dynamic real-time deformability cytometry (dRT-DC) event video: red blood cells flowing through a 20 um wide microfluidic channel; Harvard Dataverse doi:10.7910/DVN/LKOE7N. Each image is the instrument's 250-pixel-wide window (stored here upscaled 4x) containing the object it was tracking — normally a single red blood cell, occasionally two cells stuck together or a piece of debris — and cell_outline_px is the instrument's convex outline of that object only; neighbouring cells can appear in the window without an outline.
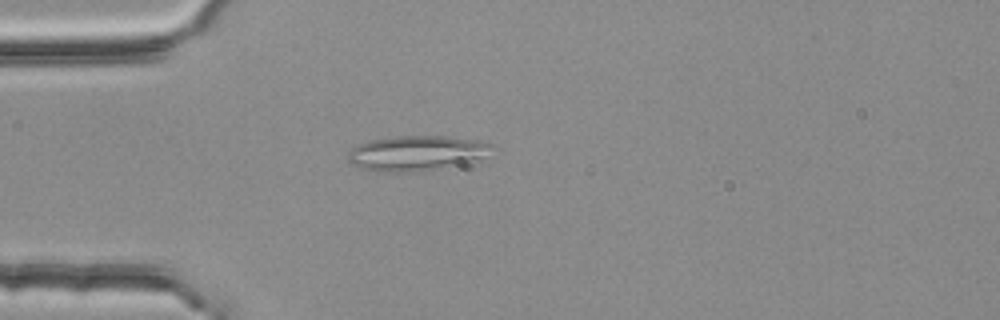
{"species": "common noctule bat (a hibernating species)", "species_latin": "Nyctalus noctula", "temperature_condition": "room temperature", "stored_images_in_passage": 3, "camera_frame_rate_fps": 3000, "um_per_image_px": 0.085, "animal": {"sex": "female", "body_mass_g": 25.1}, "frame": {"image": 1, "passage_image": 3, "time_ms": 0.667, "image_size_px": [1000, 320], "cell_outline_px": [[500, 148], [472, 160], [460, 164], [412, 172], [384, 172], [360, 168], [352, 164], [348, 160], [348, 152], [352, 148], [360, 144], [372, 140], [396, 136], [444, 136], [476, 140], [496, 144]], "centroid_in_image_um": [35.42, 13.01], "position_along_channel_um": 49.6, "area_um2": 29.19}}